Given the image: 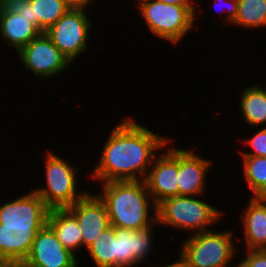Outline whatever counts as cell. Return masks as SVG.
Here are the masks:
<instances>
[{
  "label": "cell",
  "instance_id": "6da1fadb",
  "mask_svg": "<svg viewBox=\"0 0 266 267\" xmlns=\"http://www.w3.org/2000/svg\"><path fill=\"white\" fill-rule=\"evenodd\" d=\"M91 179L109 181L145 180L153 160L173 137L159 135L127 116L108 132ZM96 179V180H95Z\"/></svg>",
  "mask_w": 266,
  "mask_h": 267
},
{
  "label": "cell",
  "instance_id": "7a4b0ae2",
  "mask_svg": "<svg viewBox=\"0 0 266 267\" xmlns=\"http://www.w3.org/2000/svg\"><path fill=\"white\" fill-rule=\"evenodd\" d=\"M49 210L33 190L0 204V261L24 262Z\"/></svg>",
  "mask_w": 266,
  "mask_h": 267
},
{
  "label": "cell",
  "instance_id": "3957f363",
  "mask_svg": "<svg viewBox=\"0 0 266 267\" xmlns=\"http://www.w3.org/2000/svg\"><path fill=\"white\" fill-rule=\"evenodd\" d=\"M100 185L102 190L96 194L106 206L110 225L130 230L158 226L157 206L144 180L109 181Z\"/></svg>",
  "mask_w": 266,
  "mask_h": 267
},
{
  "label": "cell",
  "instance_id": "277c9868",
  "mask_svg": "<svg viewBox=\"0 0 266 267\" xmlns=\"http://www.w3.org/2000/svg\"><path fill=\"white\" fill-rule=\"evenodd\" d=\"M199 197L177 195L160 202L156 208L158 225L181 229L188 235L211 230L225 214Z\"/></svg>",
  "mask_w": 266,
  "mask_h": 267
},
{
  "label": "cell",
  "instance_id": "5b68a950",
  "mask_svg": "<svg viewBox=\"0 0 266 267\" xmlns=\"http://www.w3.org/2000/svg\"><path fill=\"white\" fill-rule=\"evenodd\" d=\"M232 230L234 228L221 232L211 229L187 235L180 244L179 255L189 267H231L241 250L234 244L236 232Z\"/></svg>",
  "mask_w": 266,
  "mask_h": 267
},
{
  "label": "cell",
  "instance_id": "8992f818",
  "mask_svg": "<svg viewBox=\"0 0 266 267\" xmlns=\"http://www.w3.org/2000/svg\"><path fill=\"white\" fill-rule=\"evenodd\" d=\"M137 7L149 31L173 45L184 40L189 31L199 29L198 26L195 27L197 15H201L197 13L200 11L196 9L197 6H178L148 0Z\"/></svg>",
  "mask_w": 266,
  "mask_h": 267
},
{
  "label": "cell",
  "instance_id": "52a82bcc",
  "mask_svg": "<svg viewBox=\"0 0 266 267\" xmlns=\"http://www.w3.org/2000/svg\"><path fill=\"white\" fill-rule=\"evenodd\" d=\"M45 155V187L40 185L33 189L43 200L49 209L68 208L74 205L81 199L88 191L78 189V168L69 164V160L63 159L58 155L52 153L53 151H46Z\"/></svg>",
  "mask_w": 266,
  "mask_h": 267
},
{
  "label": "cell",
  "instance_id": "ba28073f",
  "mask_svg": "<svg viewBox=\"0 0 266 267\" xmlns=\"http://www.w3.org/2000/svg\"><path fill=\"white\" fill-rule=\"evenodd\" d=\"M89 8H71L45 34L72 64L87 52L93 29Z\"/></svg>",
  "mask_w": 266,
  "mask_h": 267
},
{
  "label": "cell",
  "instance_id": "9c48e42d",
  "mask_svg": "<svg viewBox=\"0 0 266 267\" xmlns=\"http://www.w3.org/2000/svg\"><path fill=\"white\" fill-rule=\"evenodd\" d=\"M17 55L23 68L39 80L57 77L72 65L45 32L30 41Z\"/></svg>",
  "mask_w": 266,
  "mask_h": 267
},
{
  "label": "cell",
  "instance_id": "30bf717a",
  "mask_svg": "<svg viewBox=\"0 0 266 267\" xmlns=\"http://www.w3.org/2000/svg\"><path fill=\"white\" fill-rule=\"evenodd\" d=\"M171 142L164 146L161 153L158 152L144 180L156 206L178 195V147L172 146Z\"/></svg>",
  "mask_w": 266,
  "mask_h": 267
},
{
  "label": "cell",
  "instance_id": "8fae6325",
  "mask_svg": "<svg viewBox=\"0 0 266 267\" xmlns=\"http://www.w3.org/2000/svg\"><path fill=\"white\" fill-rule=\"evenodd\" d=\"M79 255L66 249L46 224L37 232L23 267H80ZM79 260V261H78Z\"/></svg>",
  "mask_w": 266,
  "mask_h": 267
},
{
  "label": "cell",
  "instance_id": "7c38bea8",
  "mask_svg": "<svg viewBox=\"0 0 266 267\" xmlns=\"http://www.w3.org/2000/svg\"><path fill=\"white\" fill-rule=\"evenodd\" d=\"M92 192L89 190L74 205L67 208L76 217L85 250L110 226L104 202Z\"/></svg>",
  "mask_w": 266,
  "mask_h": 267
},
{
  "label": "cell",
  "instance_id": "4fadbf2b",
  "mask_svg": "<svg viewBox=\"0 0 266 267\" xmlns=\"http://www.w3.org/2000/svg\"><path fill=\"white\" fill-rule=\"evenodd\" d=\"M154 225L139 230L115 227L117 239V267H138L148 262L156 242Z\"/></svg>",
  "mask_w": 266,
  "mask_h": 267
},
{
  "label": "cell",
  "instance_id": "5bb4252c",
  "mask_svg": "<svg viewBox=\"0 0 266 267\" xmlns=\"http://www.w3.org/2000/svg\"><path fill=\"white\" fill-rule=\"evenodd\" d=\"M213 162L195 149L178 148V195L203 196L208 185L207 173Z\"/></svg>",
  "mask_w": 266,
  "mask_h": 267
},
{
  "label": "cell",
  "instance_id": "9a60e30c",
  "mask_svg": "<svg viewBox=\"0 0 266 267\" xmlns=\"http://www.w3.org/2000/svg\"><path fill=\"white\" fill-rule=\"evenodd\" d=\"M249 199L239 222L243 227L245 250H266V201L263 197Z\"/></svg>",
  "mask_w": 266,
  "mask_h": 267
},
{
  "label": "cell",
  "instance_id": "2e32d148",
  "mask_svg": "<svg viewBox=\"0 0 266 267\" xmlns=\"http://www.w3.org/2000/svg\"><path fill=\"white\" fill-rule=\"evenodd\" d=\"M42 32L26 17L16 13H6L0 7V38L18 53Z\"/></svg>",
  "mask_w": 266,
  "mask_h": 267
},
{
  "label": "cell",
  "instance_id": "e0dca14e",
  "mask_svg": "<svg viewBox=\"0 0 266 267\" xmlns=\"http://www.w3.org/2000/svg\"><path fill=\"white\" fill-rule=\"evenodd\" d=\"M47 225L56 234L60 243L73 254L77 256L76 253L83 249L79 224L67 208L50 209L47 215Z\"/></svg>",
  "mask_w": 266,
  "mask_h": 267
},
{
  "label": "cell",
  "instance_id": "ac0fdd59",
  "mask_svg": "<svg viewBox=\"0 0 266 267\" xmlns=\"http://www.w3.org/2000/svg\"><path fill=\"white\" fill-rule=\"evenodd\" d=\"M238 105L244 123L250 128L266 127V88L252 84L240 92Z\"/></svg>",
  "mask_w": 266,
  "mask_h": 267
},
{
  "label": "cell",
  "instance_id": "d6986e66",
  "mask_svg": "<svg viewBox=\"0 0 266 267\" xmlns=\"http://www.w3.org/2000/svg\"><path fill=\"white\" fill-rule=\"evenodd\" d=\"M88 259L96 267H117V239L115 227L110 225L86 249Z\"/></svg>",
  "mask_w": 266,
  "mask_h": 267
},
{
  "label": "cell",
  "instance_id": "ffe728a7",
  "mask_svg": "<svg viewBox=\"0 0 266 267\" xmlns=\"http://www.w3.org/2000/svg\"><path fill=\"white\" fill-rule=\"evenodd\" d=\"M33 24L44 33L69 9L63 0H30Z\"/></svg>",
  "mask_w": 266,
  "mask_h": 267
},
{
  "label": "cell",
  "instance_id": "44dd1931",
  "mask_svg": "<svg viewBox=\"0 0 266 267\" xmlns=\"http://www.w3.org/2000/svg\"><path fill=\"white\" fill-rule=\"evenodd\" d=\"M241 173L250 188L251 197H263L266 194V157L241 156Z\"/></svg>",
  "mask_w": 266,
  "mask_h": 267
},
{
  "label": "cell",
  "instance_id": "7402d4cb",
  "mask_svg": "<svg viewBox=\"0 0 266 267\" xmlns=\"http://www.w3.org/2000/svg\"><path fill=\"white\" fill-rule=\"evenodd\" d=\"M250 29L266 27V0H238V13L232 26Z\"/></svg>",
  "mask_w": 266,
  "mask_h": 267
},
{
  "label": "cell",
  "instance_id": "603a6c76",
  "mask_svg": "<svg viewBox=\"0 0 266 267\" xmlns=\"http://www.w3.org/2000/svg\"><path fill=\"white\" fill-rule=\"evenodd\" d=\"M250 138L244 139L242 142L251 148V152H241V156H261L266 157V127L259 128Z\"/></svg>",
  "mask_w": 266,
  "mask_h": 267
},
{
  "label": "cell",
  "instance_id": "cb8c5ba5",
  "mask_svg": "<svg viewBox=\"0 0 266 267\" xmlns=\"http://www.w3.org/2000/svg\"><path fill=\"white\" fill-rule=\"evenodd\" d=\"M0 7L6 13L20 14L33 24L30 0H0Z\"/></svg>",
  "mask_w": 266,
  "mask_h": 267
},
{
  "label": "cell",
  "instance_id": "d4e9b609",
  "mask_svg": "<svg viewBox=\"0 0 266 267\" xmlns=\"http://www.w3.org/2000/svg\"><path fill=\"white\" fill-rule=\"evenodd\" d=\"M244 252L246 257L241 258L233 267H266V250H244Z\"/></svg>",
  "mask_w": 266,
  "mask_h": 267
},
{
  "label": "cell",
  "instance_id": "484cf974",
  "mask_svg": "<svg viewBox=\"0 0 266 267\" xmlns=\"http://www.w3.org/2000/svg\"><path fill=\"white\" fill-rule=\"evenodd\" d=\"M212 2L213 3L215 2L214 4H216V5H214V6H216V7L217 6H220V7L222 6V9L218 10L216 8L218 13H220V14H222V12H223V14L226 13L225 15H223L224 19L222 20V21H225V22H222V23H225L227 25L229 24L232 27V23L236 19V16H237V13H238V0H213ZM219 11H221V12H219Z\"/></svg>",
  "mask_w": 266,
  "mask_h": 267
},
{
  "label": "cell",
  "instance_id": "4316f807",
  "mask_svg": "<svg viewBox=\"0 0 266 267\" xmlns=\"http://www.w3.org/2000/svg\"><path fill=\"white\" fill-rule=\"evenodd\" d=\"M72 8H90L94 0H63ZM96 1V0H95Z\"/></svg>",
  "mask_w": 266,
  "mask_h": 267
},
{
  "label": "cell",
  "instance_id": "83f0119b",
  "mask_svg": "<svg viewBox=\"0 0 266 267\" xmlns=\"http://www.w3.org/2000/svg\"><path fill=\"white\" fill-rule=\"evenodd\" d=\"M166 4H174L178 6H197L198 0H157ZM196 4V5H195Z\"/></svg>",
  "mask_w": 266,
  "mask_h": 267
},
{
  "label": "cell",
  "instance_id": "f1b7e54d",
  "mask_svg": "<svg viewBox=\"0 0 266 267\" xmlns=\"http://www.w3.org/2000/svg\"><path fill=\"white\" fill-rule=\"evenodd\" d=\"M179 259L175 260V262L173 261V263L171 262V264H165L163 266H157V267H188V264L180 257V255H178Z\"/></svg>",
  "mask_w": 266,
  "mask_h": 267
},
{
  "label": "cell",
  "instance_id": "f546056e",
  "mask_svg": "<svg viewBox=\"0 0 266 267\" xmlns=\"http://www.w3.org/2000/svg\"><path fill=\"white\" fill-rule=\"evenodd\" d=\"M0 267H23L22 263L0 261Z\"/></svg>",
  "mask_w": 266,
  "mask_h": 267
},
{
  "label": "cell",
  "instance_id": "4dcf8cb0",
  "mask_svg": "<svg viewBox=\"0 0 266 267\" xmlns=\"http://www.w3.org/2000/svg\"><path fill=\"white\" fill-rule=\"evenodd\" d=\"M136 1H137V3H135V4H136L135 7L139 6L141 3L146 2V1H148V0H135V2H136Z\"/></svg>",
  "mask_w": 266,
  "mask_h": 267
}]
</instances>
